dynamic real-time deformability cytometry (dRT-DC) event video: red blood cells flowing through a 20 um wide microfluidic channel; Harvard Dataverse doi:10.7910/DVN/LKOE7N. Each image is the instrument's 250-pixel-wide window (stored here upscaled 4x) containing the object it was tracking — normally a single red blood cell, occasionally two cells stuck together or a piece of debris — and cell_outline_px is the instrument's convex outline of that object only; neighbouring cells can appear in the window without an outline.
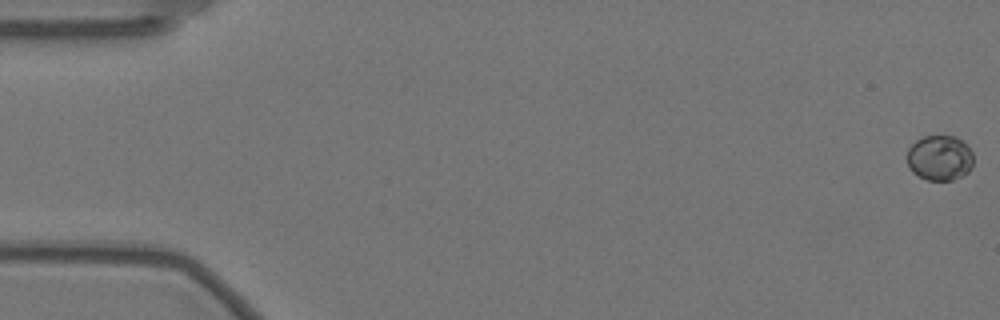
{"species": "Egyptian fruit bat (a non-hibernating species)", "species_latin": "Rousettus aegyptiacus", "temperature_condition": "warm", "stored_images_in_passage": 58, "camera_frame_rate_fps": 3000, "um_per_image_px": 0.085, "animal": {"sex": "female"}, "frame": {"image": 1, "passage_image": 1, "time_ms": 0.0, "image_size_px": [1000, 320], "cell_outline_px": [[972, 168], [968, 172], [952, 180], [928, 180], [912, 172], [908, 168], [908, 148], [916, 140], [924, 136], [956, 136], [972, 152]], "centroid_in_image_um": [79.86, 13.42], "position_along_channel_um": 5.1, "area_um2": 17.34}}
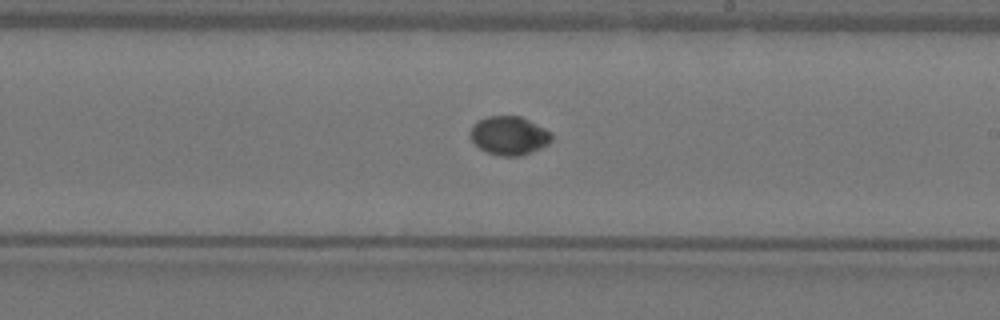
{"frame": {"image": 2, "passage_image": 34, "time_ms": 11.0, "image_size_px": [1000, 320], "cell_outline_px": [[552, 140], [548, 144], [532, 152], [520, 156], [500, 156], [488, 152], [480, 148], [472, 140], [472, 128], [476, 120], [488, 116], [520, 116], [552, 132]], "centroid_in_image_um": [43.3, 11.52], "position_along_channel_um": 245.7, "area_um2": 18.15}}
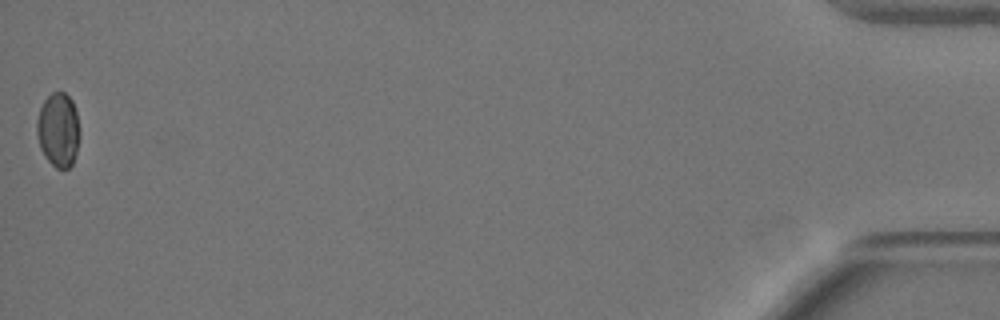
{"frame": {"image": 3, "passage_image": 58, "time_ms": 19.0, "image_size_px": [1000, 320], "cell_outline_px": [[80, 136], [76, 152], [72, 164], [68, 168], [56, 168], [44, 156], [40, 148], [36, 132], [36, 120], [40, 108], [44, 100], [52, 92], [64, 92], [72, 100], [76, 112], [80, 132]], "centroid_in_image_um": [4.95, 11.03], "position_along_channel_um": 430.3, "area_um2": 18.61}}